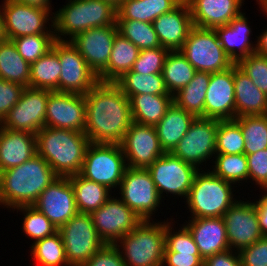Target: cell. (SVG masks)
Returning <instances> with one entry per match:
<instances>
[{"label": "cell", "mask_w": 267, "mask_h": 266, "mask_svg": "<svg viewBox=\"0 0 267 266\" xmlns=\"http://www.w3.org/2000/svg\"><path fill=\"white\" fill-rule=\"evenodd\" d=\"M245 139L235 120H219L216 134V154L244 153Z\"/></svg>", "instance_id": "obj_43"}, {"label": "cell", "mask_w": 267, "mask_h": 266, "mask_svg": "<svg viewBox=\"0 0 267 266\" xmlns=\"http://www.w3.org/2000/svg\"><path fill=\"white\" fill-rule=\"evenodd\" d=\"M3 1L0 11L5 39L12 40L26 35L54 34V20H52L54 12L21 4L15 0Z\"/></svg>", "instance_id": "obj_9"}, {"label": "cell", "mask_w": 267, "mask_h": 266, "mask_svg": "<svg viewBox=\"0 0 267 266\" xmlns=\"http://www.w3.org/2000/svg\"><path fill=\"white\" fill-rule=\"evenodd\" d=\"M15 209L24 214L22 222V230L27 237H30L33 242L51 236L58 231L53 223L34 206H20Z\"/></svg>", "instance_id": "obj_44"}, {"label": "cell", "mask_w": 267, "mask_h": 266, "mask_svg": "<svg viewBox=\"0 0 267 266\" xmlns=\"http://www.w3.org/2000/svg\"><path fill=\"white\" fill-rule=\"evenodd\" d=\"M126 169L121 145L90 142L80 175L112 190L119 188Z\"/></svg>", "instance_id": "obj_7"}, {"label": "cell", "mask_w": 267, "mask_h": 266, "mask_svg": "<svg viewBox=\"0 0 267 266\" xmlns=\"http://www.w3.org/2000/svg\"><path fill=\"white\" fill-rule=\"evenodd\" d=\"M18 53L30 65L51 49L54 34L26 35L12 39Z\"/></svg>", "instance_id": "obj_45"}, {"label": "cell", "mask_w": 267, "mask_h": 266, "mask_svg": "<svg viewBox=\"0 0 267 266\" xmlns=\"http://www.w3.org/2000/svg\"><path fill=\"white\" fill-rule=\"evenodd\" d=\"M31 65L18 53L12 40L0 41V78L29 87Z\"/></svg>", "instance_id": "obj_35"}, {"label": "cell", "mask_w": 267, "mask_h": 266, "mask_svg": "<svg viewBox=\"0 0 267 266\" xmlns=\"http://www.w3.org/2000/svg\"><path fill=\"white\" fill-rule=\"evenodd\" d=\"M197 71L180 50L169 51L162 70L165 86L172 95L185 87Z\"/></svg>", "instance_id": "obj_38"}, {"label": "cell", "mask_w": 267, "mask_h": 266, "mask_svg": "<svg viewBox=\"0 0 267 266\" xmlns=\"http://www.w3.org/2000/svg\"><path fill=\"white\" fill-rule=\"evenodd\" d=\"M90 215L98 236L105 244H116L143 221L117 196H111Z\"/></svg>", "instance_id": "obj_15"}, {"label": "cell", "mask_w": 267, "mask_h": 266, "mask_svg": "<svg viewBox=\"0 0 267 266\" xmlns=\"http://www.w3.org/2000/svg\"><path fill=\"white\" fill-rule=\"evenodd\" d=\"M212 165V172L225 181L232 184L248 181V162L242 154H216Z\"/></svg>", "instance_id": "obj_41"}, {"label": "cell", "mask_w": 267, "mask_h": 266, "mask_svg": "<svg viewBox=\"0 0 267 266\" xmlns=\"http://www.w3.org/2000/svg\"><path fill=\"white\" fill-rule=\"evenodd\" d=\"M152 25L162 47L170 51L180 50L193 27L188 2L183 0L172 11L157 17Z\"/></svg>", "instance_id": "obj_23"}, {"label": "cell", "mask_w": 267, "mask_h": 266, "mask_svg": "<svg viewBox=\"0 0 267 266\" xmlns=\"http://www.w3.org/2000/svg\"><path fill=\"white\" fill-rule=\"evenodd\" d=\"M219 120L197 117L190 125L186 135L171 152L182 161L202 169L203 162L216 155V134ZM200 167V168H199Z\"/></svg>", "instance_id": "obj_14"}, {"label": "cell", "mask_w": 267, "mask_h": 266, "mask_svg": "<svg viewBox=\"0 0 267 266\" xmlns=\"http://www.w3.org/2000/svg\"><path fill=\"white\" fill-rule=\"evenodd\" d=\"M26 87L0 78V122L18 103Z\"/></svg>", "instance_id": "obj_49"}, {"label": "cell", "mask_w": 267, "mask_h": 266, "mask_svg": "<svg viewBox=\"0 0 267 266\" xmlns=\"http://www.w3.org/2000/svg\"><path fill=\"white\" fill-rule=\"evenodd\" d=\"M66 1L68 3L53 14L55 40L71 41L85 30L116 24L117 7L108 1Z\"/></svg>", "instance_id": "obj_4"}, {"label": "cell", "mask_w": 267, "mask_h": 266, "mask_svg": "<svg viewBox=\"0 0 267 266\" xmlns=\"http://www.w3.org/2000/svg\"><path fill=\"white\" fill-rule=\"evenodd\" d=\"M169 51V49L162 46L152 49L140 50L131 71L139 74L162 73L164 62Z\"/></svg>", "instance_id": "obj_46"}, {"label": "cell", "mask_w": 267, "mask_h": 266, "mask_svg": "<svg viewBox=\"0 0 267 266\" xmlns=\"http://www.w3.org/2000/svg\"><path fill=\"white\" fill-rule=\"evenodd\" d=\"M203 266H241V259L239 252L228 249L206 258Z\"/></svg>", "instance_id": "obj_53"}, {"label": "cell", "mask_w": 267, "mask_h": 266, "mask_svg": "<svg viewBox=\"0 0 267 266\" xmlns=\"http://www.w3.org/2000/svg\"><path fill=\"white\" fill-rule=\"evenodd\" d=\"M85 105L89 141L120 145L133 123L130 99L114 82H98L85 94Z\"/></svg>", "instance_id": "obj_1"}, {"label": "cell", "mask_w": 267, "mask_h": 266, "mask_svg": "<svg viewBox=\"0 0 267 266\" xmlns=\"http://www.w3.org/2000/svg\"><path fill=\"white\" fill-rule=\"evenodd\" d=\"M105 1H108L110 3H112L115 7H118L123 0H105Z\"/></svg>", "instance_id": "obj_60"}, {"label": "cell", "mask_w": 267, "mask_h": 266, "mask_svg": "<svg viewBox=\"0 0 267 266\" xmlns=\"http://www.w3.org/2000/svg\"><path fill=\"white\" fill-rule=\"evenodd\" d=\"M249 23L242 12L229 24L215 28L224 52L234 64L256 51V44L250 40V35L253 34Z\"/></svg>", "instance_id": "obj_27"}, {"label": "cell", "mask_w": 267, "mask_h": 266, "mask_svg": "<svg viewBox=\"0 0 267 266\" xmlns=\"http://www.w3.org/2000/svg\"><path fill=\"white\" fill-rule=\"evenodd\" d=\"M257 4L262 8L261 11L267 13V0H259Z\"/></svg>", "instance_id": "obj_58"}, {"label": "cell", "mask_w": 267, "mask_h": 266, "mask_svg": "<svg viewBox=\"0 0 267 266\" xmlns=\"http://www.w3.org/2000/svg\"><path fill=\"white\" fill-rule=\"evenodd\" d=\"M235 120L240 124L245 139V155L267 149V114L240 116Z\"/></svg>", "instance_id": "obj_40"}, {"label": "cell", "mask_w": 267, "mask_h": 266, "mask_svg": "<svg viewBox=\"0 0 267 266\" xmlns=\"http://www.w3.org/2000/svg\"><path fill=\"white\" fill-rule=\"evenodd\" d=\"M211 73L197 71L194 78L173 95V102L196 118H204V102Z\"/></svg>", "instance_id": "obj_34"}, {"label": "cell", "mask_w": 267, "mask_h": 266, "mask_svg": "<svg viewBox=\"0 0 267 266\" xmlns=\"http://www.w3.org/2000/svg\"><path fill=\"white\" fill-rule=\"evenodd\" d=\"M236 65L246 73L253 84L267 95V57L256 52L240 59Z\"/></svg>", "instance_id": "obj_47"}, {"label": "cell", "mask_w": 267, "mask_h": 266, "mask_svg": "<svg viewBox=\"0 0 267 266\" xmlns=\"http://www.w3.org/2000/svg\"><path fill=\"white\" fill-rule=\"evenodd\" d=\"M127 167L147 169L165 152L162 150L155 126L133 122L120 144Z\"/></svg>", "instance_id": "obj_19"}, {"label": "cell", "mask_w": 267, "mask_h": 266, "mask_svg": "<svg viewBox=\"0 0 267 266\" xmlns=\"http://www.w3.org/2000/svg\"><path fill=\"white\" fill-rule=\"evenodd\" d=\"M117 34V25H108L85 30L70 42L79 50L86 63L98 76L108 65Z\"/></svg>", "instance_id": "obj_21"}, {"label": "cell", "mask_w": 267, "mask_h": 266, "mask_svg": "<svg viewBox=\"0 0 267 266\" xmlns=\"http://www.w3.org/2000/svg\"><path fill=\"white\" fill-rule=\"evenodd\" d=\"M191 10L193 26L215 29L229 24L239 16L244 0H186Z\"/></svg>", "instance_id": "obj_26"}, {"label": "cell", "mask_w": 267, "mask_h": 266, "mask_svg": "<svg viewBox=\"0 0 267 266\" xmlns=\"http://www.w3.org/2000/svg\"><path fill=\"white\" fill-rule=\"evenodd\" d=\"M195 118L193 114L172 103L155 126L160 146L165 153L173 151L177 143L186 135Z\"/></svg>", "instance_id": "obj_30"}, {"label": "cell", "mask_w": 267, "mask_h": 266, "mask_svg": "<svg viewBox=\"0 0 267 266\" xmlns=\"http://www.w3.org/2000/svg\"><path fill=\"white\" fill-rule=\"evenodd\" d=\"M204 102V118L235 119L234 65L228 70L211 73Z\"/></svg>", "instance_id": "obj_22"}, {"label": "cell", "mask_w": 267, "mask_h": 266, "mask_svg": "<svg viewBox=\"0 0 267 266\" xmlns=\"http://www.w3.org/2000/svg\"><path fill=\"white\" fill-rule=\"evenodd\" d=\"M241 266H267V237L239 251Z\"/></svg>", "instance_id": "obj_51"}, {"label": "cell", "mask_w": 267, "mask_h": 266, "mask_svg": "<svg viewBox=\"0 0 267 266\" xmlns=\"http://www.w3.org/2000/svg\"><path fill=\"white\" fill-rule=\"evenodd\" d=\"M172 103L173 95H133L130 98L133 122L156 126Z\"/></svg>", "instance_id": "obj_32"}, {"label": "cell", "mask_w": 267, "mask_h": 266, "mask_svg": "<svg viewBox=\"0 0 267 266\" xmlns=\"http://www.w3.org/2000/svg\"><path fill=\"white\" fill-rule=\"evenodd\" d=\"M49 90L26 87L18 103L0 122L1 128L36 134L45 127Z\"/></svg>", "instance_id": "obj_16"}, {"label": "cell", "mask_w": 267, "mask_h": 266, "mask_svg": "<svg viewBox=\"0 0 267 266\" xmlns=\"http://www.w3.org/2000/svg\"><path fill=\"white\" fill-rule=\"evenodd\" d=\"M31 256L40 266H69L59 231L31 244Z\"/></svg>", "instance_id": "obj_39"}, {"label": "cell", "mask_w": 267, "mask_h": 266, "mask_svg": "<svg viewBox=\"0 0 267 266\" xmlns=\"http://www.w3.org/2000/svg\"><path fill=\"white\" fill-rule=\"evenodd\" d=\"M118 33L140 50L161 47L152 23L137 20H116Z\"/></svg>", "instance_id": "obj_42"}, {"label": "cell", "mask_w": 267, "mask_h": 266, "mask_svg": "<svg viewBox=\"0 0 267 266\" xmlns=\"http://www.w3.org/2000/svg\"><path fill=\"white\" fill-rule=\"evenodd\" d=\"M184 226L191 233L203 260L230 249L223 217L191 218Z\"/></svg>", "instance_id": "obj_25"}, {"label": "cell", "mask_w": 267, "mask_h": 266, "mask_svg": "<svg viewBox=\"0 0 267 266\" xmlns=\"http://www.w3.org/2000/svg\"><path fill=\"white\" fill-rule=\"evenodd\" d=\"M85 126V95L49 90L45 127L84 132Z\"/></svg>", "instance_id": "obj_18"}, {"label": "cell", "mask_w": 267, "mask_h": 266, "mask_svg": "<svg viewBox=\"0 0 267 266\" xmlns=\"http://www.w3.org/2000/svg\"><path fill=\"white\" fill-rule=\"evenodd\" d=\"M59 57V92L85 95L98 82V76L70 41L55 40L51 47Z\"/></svg>", "instance_id": "obj_12"}, {"label": "cell", "mask_w": 267, "mask_h": 266, "mask_svg": "<svg viewBox=\"0 0 267 266\" xmlns=\"http://www.w3.org/2000/svg\"><path fill=\"white\" fill-rule=\"evenodd\" d=\"M217 177L209 169H199L186 197L188 218H214L223 214L237 201L233 189L237 186ZM233 190V191H232Z\"/></svg>", "instance_id": "obj_5"}, {"label": "cell", "mask_w": 267, "mask_h": 266, "mask_svg": "<svg viewBox=\"0 0 267 266\" xmlns=\"http://www.w3.org/2000/svg\"><path fill=\"white\" fill-rule=\"evenodd\" d=\"M166 220L165 250L162 266H203L198 247L189 230L182 224L175 232L172 221ZM172 225V226H171ZM174 230V231H172Z\"/></svg>", "instance_id": "obj_24"}, {"label": "cell", "mask_w": 267, "mask_h": 266, "mask_svg": "<svg viewBox=\"0 0 267 266\" xmlns=\"http://www.w3.org/2000/svg\"><path fill=\"white\" fill-rule=\"evenodd\" d=\"M83 266H126L115 244H104Z\"/></svg>", "instance_id": "obj_50"}, {"label": "cell", "mask_w": 267, "mask_h": 266, "mask_svg": "<svg viewBox=\"0 0 267 266\" xmlns=\"http://www.w3.org/2000/svg\"><path fill=\"white\" fill-rule=\"evenodd\" d=\"M180 52L196 71L222 72L234 65L224 52L215 29L193 26Z\"/></svg>", "instance_id": "obj_8"}, {"label": "cell", "mask_w": 267, "mask_h": 266, "mask_svg": "<svg viewBox=\"0 0 267 266\" xmlns=\"http://www.w3.org/2000/svg\"><path fill=\"white\" fill-rule=\"evenodd\" d=\"M16 2H19L21 4H25V5H31V6H36V7H40L43 9H47L50 10L52 12L51 8V1L52 0H15Z\"/></svg>", "instance_id": "obj_57"}, {"label": "cell", "mask_w": 267, "mask_h": 266, "mask_svg": "<svg viewBox=\"0 0 267 266\" xmlns=\"http://www.w3.org/2000/svg\"><path fill=\"white\" fill-rule=\"evenodd\" d=\"M264 194L258 196L254 202L257 206L259 227L263 237H267V189H264Z\"/></svg>", "instance_id": "obj_55"}, {"label": "cell", "mask_w": 267, "mask_h": 266, "mask_svg": "<svg viewBox=\"0 0 267 266\" xmlns=\"http://www.w3.org/2000/svg\"><path fill=\"white\" fill-rule=\"evenodd\" d=\"M60 73L59 57L51 48L31 64L29 87L59 92Z\"/></svg>", "instance_id": "obj_36"}, {"label": "cell", "mask_w": 267, "mask_h": 266, "mask_svg": "<svg viewBox=\"0 0 267 266\" xmlns=\"http://www.w3.org/2000/svg\"><path fill=\"white\" fill-rule=\"evenodd\" d=\"M116 20L148 22L147 0H123L117 7Z\"/></svg>", "instance_id": "obj_52"}, {"label": "cell", "mask_w": 267, "mask_h": 266, "mask_svg": "<svg viewBox=\"0 0 267 266\" xmlns=\"http://www.w3.org/2000/svg\"><path fill=\"white\" fill-rule=\"evenodd\" d=\"M183 0H147L148 23L176 8Z\"/></svg>", "instance_id": "obj_54"}, {"label": "cell", "mask_w": 267, "mask_h": 266, "mask_svg": "<svg viewBox=\"0 0 267 266\" xmlns=\"http://www.w3.org/2000/svg\"><path fill=\"white\" fill-rule=\"evenodd\" d=\"M89 144L84 132L43 127L36 133L37 154L60 177L80 174Z\"/></svg>", "instance_id": "obj_3"}, {"label": "cell", "mask_w": 267, "mask_h": 266, "mask_svg": "<svg viewBox=\"0 0 267 266\" xmlns=\"http://www.w3.org/2000/svg\"><path fill=\"white\" fill-rule=\"evenodd\" d=\"M114 83L129 99L138 94L172 95L165 86L162 73L139 74L128 71Z\"/></svg>", "instance_id": "obj_37"}, {"label": "cell", "mask_w": 267, "mask_h": 266, "mask_svg": "<svg viewBox=\"0 0 267 266\" xmlns=\"http://www.w3.org/2000/svg\"><path fill=\"white\" fill-rule=\"evenodd\" d=\"M267 16V13L265 12ZM256 43V53L267 57V28L263 30L257 37Z\"/></svg>", "instance_id": "obj_56"}, {"label": "cell", "mask_w": 267, "mask_h": 266, "mask_svg": "<svg viewBox=\"0 0 267 266\" xmlns=\"http://www.w3.org/2000/svg\"><path fill=\"white\" fill-rule=\"evenodd\" d=\"M248 180L255 182L262 190L267 189V149L246 155Z\"/></svg>", "instance_id": "obj_48"}, {"label": "cell", "mask_w": 267, "mask_h": 266, "mask_svg": "<svg viewBox=\"0 0 267 266\" xmlns=\"http://www.w3.org/2000/svg\"><path fill=\"white\" fill-rule=\"evenodd\" d=\"M4 33H3V24H2V15L0 11V41L4 40Z\"/></svg>", "instance_id": "obj_59"}, {"label": "cell", "mask_w": 267, "mask_h": 266, "mask_svg": "<svg viewBox=\"0 0 267 266\" xmlns=\"http://www.w3.org/2000/svg\"><path fill=\"white\" fill-rule=\"evenodd\" d=\"M58 231L69 266H83L105 244L98 236L90 214L78 212Z\"/></svg>", "instance_id": "obj_10"}, {"label": "cell", "mask_w": 267, "mask_h": 266, "mask_svg": "<svg viewBox=\"0 0 267 266\" xmlns=\"http://www.w3.org/2000/svg\"><path fill=\"white\" fill-rule=\"evenodd\" d=\"M235 118L267 114V95L234 64Z\"/></svg>", "instance_id": "obj_29"}, {"label": "cell", "mask_w": 267, "mask_h": 266, "mask_svg": "<svg viewBox=\"0 0 267 266\" xmlns=\"http://www.w3.org/2000/svg\"><path fill=\"white\" fill-rule=\"evenodd\" d=\"M118 189L119 198L142 220H153L163 200L147 169L127 167Z\"/></svg>", "instance_id": "obj_11"}, {"label": "cell", "mask_w": 267, "mask_h": 266, "mask_svg": "<svg viewBox=\"0 0 267 266\" xmlns=\"http://www.w3.org/2000/svg\"><path fill=\"white\" fill-rule=\"evenodd\" d=\"M140 49L119 33L115 36L107 67L98 75L99 82H115L131 71Z\"/></svg>", "instance_id": "obj_31"}, {"label": "cell", "mask_w": 267, "mask_h": 266, "mask_svg": "<svg viewBox=\"0 0 267 266\" xmlns=\"http://www.w3.org/2000/svg\"><path fill=\"white\" fill-rule=\"evenodd\" d=\"M59 176L38 154L19 166L0 172V206L9 210L35 203Z\"/></svg>", "instance_id": "obj_2"}, {"label": "cell", "mask_w": 267, "mask_h": 266, "mask_svg": "<svg viewBox=\"0 0 267 266\" xmlns=\"http://www.w3.org/2000/svg\"><path fill=\"white\" fill-rule=\"evenodd\" d=\"M166 221L143 220L115 245L126 266H162Z\"/></svg>", "instance_id": "obj_6"}, {"label": "cell", "mask_w": 267, "mask_h": 266, "mask_svg": "<svg viewBox=\"0 0 267 266\" xmlns=\"http://www.w3.org/2000/svg\"><path fill=\"white\" fill-rule=\"evenodd\" d=\"M68 177L74 190L79 213L91 214L101 207L111 197L112 192H114L103 184L85 179L80 174Z\"/></svg>", "instance_id": "obj_33"}, {"label": "cell", "mask_w": 267, "mask_h": 266, "mask_svg": "<svg viewBox=\"0 0 267 266\" xmlns=\"http://www.w3.org/2000/svg\"><path fill=\"white\" fill-rule=\"evenodd\" d=\"M222 217L229 247L233 251L239 252L263 237L259 227L257 206L253 201L237 200Z\"/></svg>", "instance_id": "obj_17"}, {"label": "cell", "mask_w": 267, "mask_h": 266, "mask_svg": "<svg viewBox=\"0 0 267 266\" xmlns=\"http://www.w3.org/2000/svg\"><path fill=\"white\" fill-rule=\"evenodd\" d=\"M36 154V134L0 127V172L19 166Z\"/></svg>", "instance_id": "obj_28"}, {"label": "cell", "mask_w": 267, "mask_h": 266, "mask_svg": "<svg viewBox=\"0 0 267 266\" xmlns=\"http://www.w3.org/2000/svg\"><path fill=\"white\" fill-rule=\"evenodd\" d=\"M147 170L161 198H164L163 194L166 193V196L173 194L172 196L183 199L188 196L195 175L199 171L197 167L182 161L172 153H164Z\"/></svg>", "instance_id": "obj_13"}, {"label": "cell", "mask_w": 267, "mask_h": 266, "mask_svg": "<svg viewBox=\"0 0 267 266\" xmlns=\"http://www.w3.org/2000/svg\"><path fill=\"white\" fill-rule=\"evenodd\" d=\"M59 229L77 213L74 190L69 177H58L32 205Z\"/></svg>", "instance_id": "obj_20"}]
</instances>
